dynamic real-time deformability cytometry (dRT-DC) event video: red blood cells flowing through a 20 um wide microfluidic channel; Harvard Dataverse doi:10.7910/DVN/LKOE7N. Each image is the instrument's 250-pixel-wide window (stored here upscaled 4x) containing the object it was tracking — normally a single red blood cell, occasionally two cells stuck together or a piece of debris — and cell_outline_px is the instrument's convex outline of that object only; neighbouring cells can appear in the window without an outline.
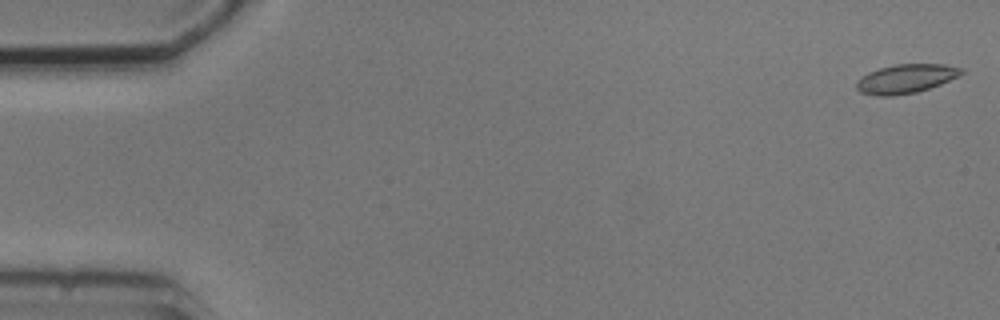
{"species": "common noctule bat (a hibernating species)", "species_latin": "Nyctalus noctula", "temperature_condition": "cold", "stored_images_in_passage": 6, "camera_frame_rate_fps": 3000, "um_per_image_px": 0.085, "animal": {"sex": "male", "body_mass_g": 20.5, "forearm_length_mm": 52.5}, "frame": {"image": 1, "passage_image": 1, "time_ms": 0.0, "image_size_px": [1000, 320], "cell_outline_px": [[964, 72], [960, 76], [940, 84], [916, 92], [892, 96], [880, 96], [860, 92], [856, 88], [856, 80], [868, 72], [880, 68], [896, 64], [944, 64], [964, 68]], "centroid_in_image_um": [77.01, 6.68], "position_along_channel_um": 8.0, "area_um2": 17.74}}
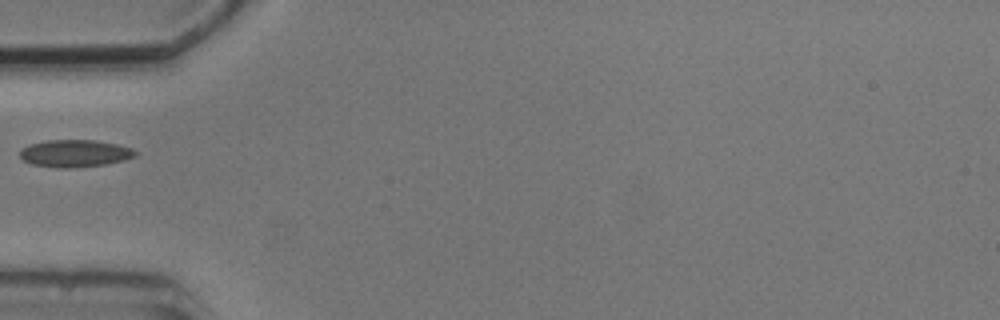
{"frame": {"image": 2, "passage_image": 5, "time_ms": 5.667, "image_size_px": [1000, 320], "cell_outline_px": [[136, 156], [124, 160], [104, 164], [76, 168], [56, 168], [32, 164], [24, 160], [20, 156], [20, 148], [44, 140], [96, 140], [116, 144], [132, 148], [136, 152]], "centroid_in_image_um": [6.35, 13.04], "position_along_channel_um": 78.7, "area_um2": 18.38}}
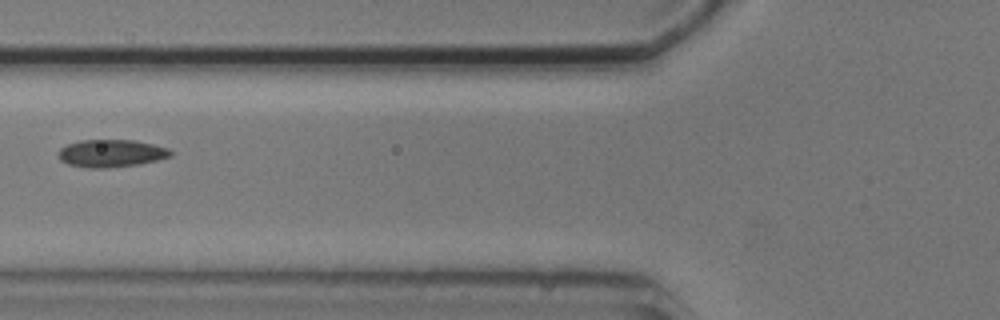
{"frame": {"image": 3, "passage_image": 6, "time_ms": 6.667, "image_size_px": [1000, 320], "cell_outline_px": [[172, 156], [140, 164], [108, 168], [88, 168], [68, 164], [60, 160], [60, 148], [68, 144], [80, 140], [136, 140], [168, 148], [172, 152]], "centroid_in_image_um": [9.47, 13.03], "position_along_channel_um": 116.3, "area_um2": 17.98}}